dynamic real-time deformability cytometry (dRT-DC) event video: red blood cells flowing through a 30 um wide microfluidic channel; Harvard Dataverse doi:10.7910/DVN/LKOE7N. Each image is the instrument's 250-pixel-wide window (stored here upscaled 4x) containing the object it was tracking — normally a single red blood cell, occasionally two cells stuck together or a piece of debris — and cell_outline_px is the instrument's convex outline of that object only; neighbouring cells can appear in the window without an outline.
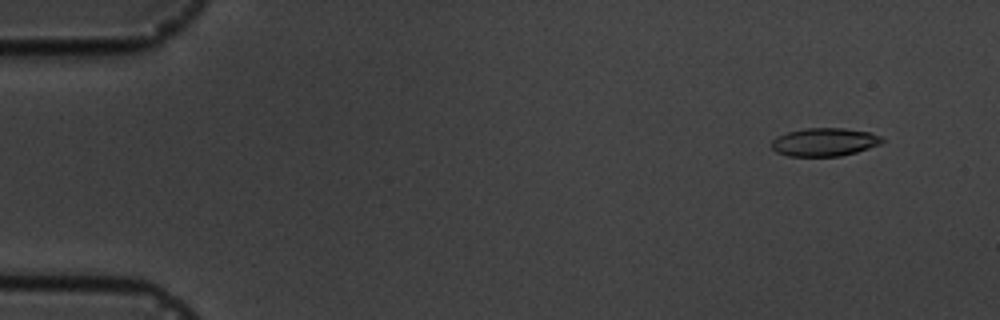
{"species": "common noctule bat (a hibernating species)", "species_latin": "Nyctalus noctula", "temperature_condition": "cold", "stored_images_in_passage": 15, "camera_frame_rate_fps": 3000, "um_per_image_px": 0.085, "animal": {"sex": "male", "body_mass_g": 19.5, "forearm_length_mm": 54.6}, "frame": {"image": 1, "passage_image": 1, "time_ms": 0.0, "image_size_px": [1000, 320], "cell_outline_px": [[884, 140], [880, 144], [856, 152], [840, 156], [788, 156], [776, 152], [772, 148], [772, 140], [776, 136], [788, 132], [804, 128], [844, 128], [868, 132], [880, 136]], "centroid_in_image_um": [70.05, 12.07], "position_along_channel_um": 15.0, "area_um2": 18.09}}
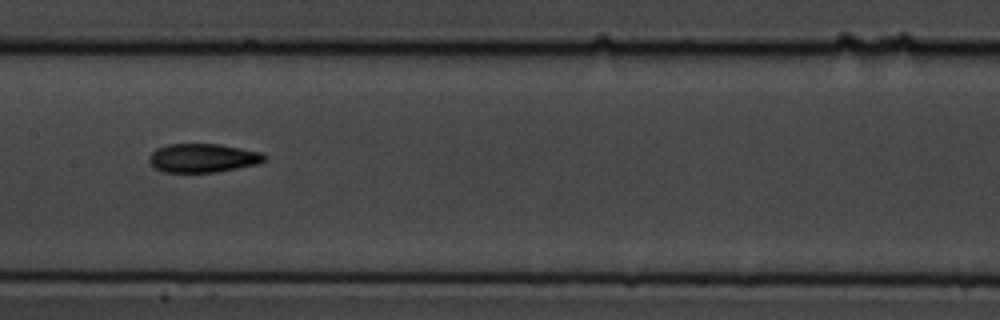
{"frame": {"image": 2, "passage_image": 8, "time_ms": 8.0, "image_size_px": [1000, 320], "cell_outline_px": [[268, 156], [264, 160], [256, 164], [216, 172], [160, 172], [148, 160], [148, 156], [156, 148], [168, 144], [220, 144], [260, 152]], "centroid_in_image_um": [17.21, 13.42], "position_along_channel_um": 190.2, "area_um2": 19.25}}
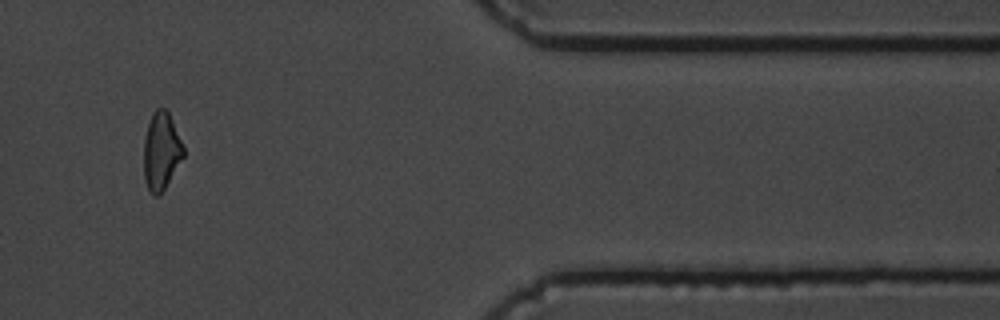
{"frame": {"image": 3, "passage_image": 14, "time_ms": 14.667, "image_size_px": [1000, 320], "cell_outline_px": [[184, 156], [160, 196], [152, 196], [144, 180], [144, 140], [148, 124], [152, 112], [156, 108], [164, 108], [168, 112], [184, 148]], "centroid_in_image_um": [13.69, 12.88], "position_along_channel_um": 397.7, "area_um2": 17.86}, "authors_computed_cell_mechanics": {"area_um2": 18.9584, "velocity_mm_per_s": 3.578, "shape_relaxation_time_tau1_ms": 3.8573, "shape_relaxation_time_tau2_ms": 5.7935, "deformation_change_tau1": 0.1276, "deformation_change_tau2": 0.1637}}